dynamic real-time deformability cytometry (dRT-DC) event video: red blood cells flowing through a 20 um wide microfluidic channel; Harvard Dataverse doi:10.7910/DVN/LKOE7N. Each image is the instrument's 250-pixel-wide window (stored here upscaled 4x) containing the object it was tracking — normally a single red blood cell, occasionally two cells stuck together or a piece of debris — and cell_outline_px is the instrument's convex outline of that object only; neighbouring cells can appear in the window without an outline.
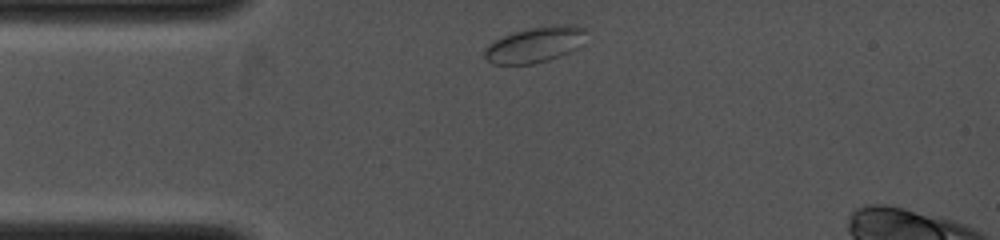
{"species": "common noctule bat (a hibernating species)", "species_latin": "Nyctalus noctula", "temperature_condition": "cold", "stored_images_in_passage": 2, "camera_frame_rate_fps": 4000, "um_per_image_px": 0.085, "animal": {"sex": "female", "body_mass_g": 19.0, "forearm_length_mm": 53.3}, "frame": {"image": 1, "passage_image": 1, "time_ms": 0.0, "image_size_px": [1000, 240], "cell_outline_px": [[584, 32], [576, 48], [568, 52], [548, 60], [532, 64], [492, 64], [484, 56], [484, 48], [488, 44], [512, 32], [532, 28], [564, 24], [572, 24], [584, 28]], "centroid_in_image_um": [45.39, 3.8], "position_along_channel_um": 39.6, "area_um2": 20.52}}